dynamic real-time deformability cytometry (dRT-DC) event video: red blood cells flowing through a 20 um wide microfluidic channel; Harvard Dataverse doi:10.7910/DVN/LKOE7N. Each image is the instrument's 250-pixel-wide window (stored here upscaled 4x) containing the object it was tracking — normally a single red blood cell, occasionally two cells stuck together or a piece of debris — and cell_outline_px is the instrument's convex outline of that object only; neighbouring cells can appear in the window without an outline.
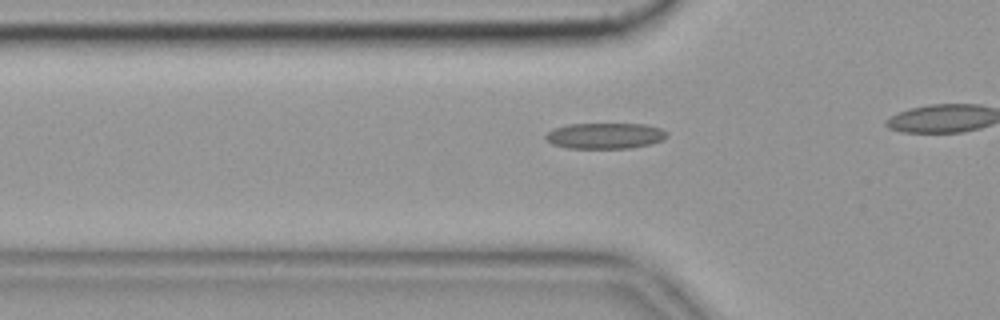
{"species": "common noctule bat (a hibernating species)", "species_latin": "Nyctalus noctula", "temperature_condition": "cold", "stored_images_in_passage": 15, "camera_frame_rate_fps": 3000, "um_per_image_px": 0.085, "animal": {"sex": "female", "body_mass_g": 19.9}, "frame": {"image": 1, "passage_image": 9, "time_ms": 2.667, "image_size_px": [1000, 320], "cell_outline_px": [[668, 136], [664, 140], [648, 144], [628, 148], [568, 148], [552, 144], [544, 136], [552, 128], [568, 124], [644, 124], [660, 128], [668, 132]], "centroid_in_image_um": [51.43, 11.53], "position_along_channel_um": 74.4, "area_um2": 18.26}}